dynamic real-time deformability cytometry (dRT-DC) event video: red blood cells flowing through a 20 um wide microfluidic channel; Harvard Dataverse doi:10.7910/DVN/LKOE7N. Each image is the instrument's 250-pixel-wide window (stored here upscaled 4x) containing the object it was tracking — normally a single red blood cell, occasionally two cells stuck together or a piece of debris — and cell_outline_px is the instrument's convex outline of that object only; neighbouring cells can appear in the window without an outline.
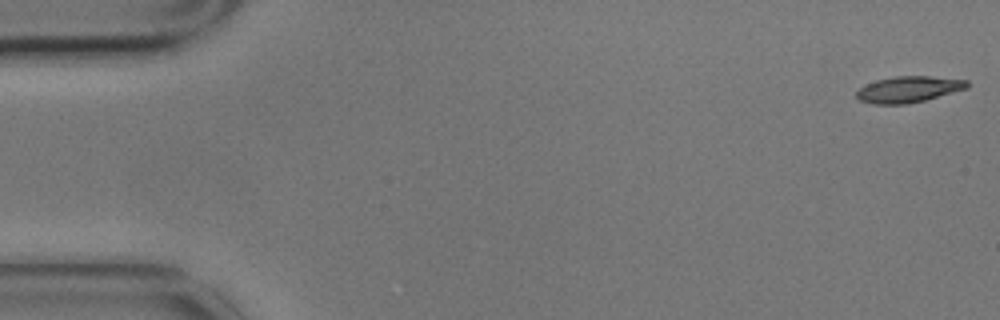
{"species": "common noctule bat (a hibernating species)", "species_latin": "Nyctalus noctula", "temperature_condition": "cold", "stored_images_in_passage": 11, "camera_frame_rate_fps": 3000, "um_per_image_px": 0.085, "animal": {"sex": "male", "body_mass_g": 17.9}, "frame": {"image": 1, "passage_image": 1, "time_ms": 0.0, "image_size_px": [1000, 320], "cell_outline_px": [[968, 88], [924, 100], [908, 104], [872, 104], [860, 100], [856, 96], [856, 92], [860, 88], [876, 80], [896, 76], [928, 76], [968, 80]], "centroid_in_image_um": [77.22, 7.59], "position_along_channel_um": 7.8, "area_um2": 16.7}}
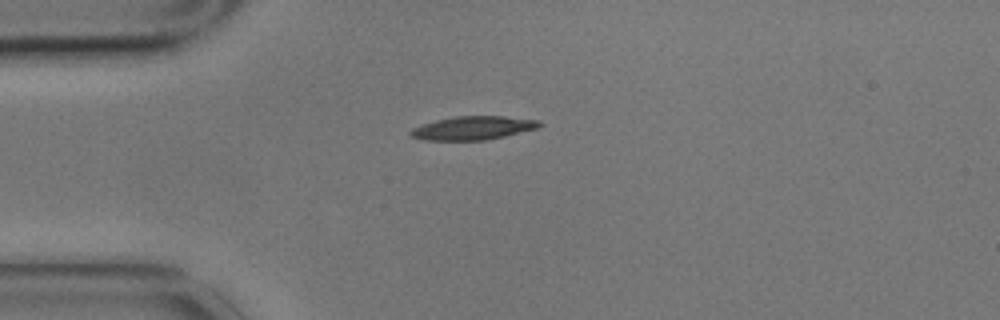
{"frame": {"image": 2, "passage_image": 4, "time_ms": 1.0, "image_size_px": [1000, 320], "cell_outline_px": [[544, 124], [540, 128], [504, 136], [484, 140], [420, 140], [412, 136], [408, 132], [412, 128], [436, 120], [456, 116], [504, 116], [540, 120]], "centroid_in_image_um": [40.25, 10.88], "position_along_channel_um": 44.7, "area_um2": 17.74}}
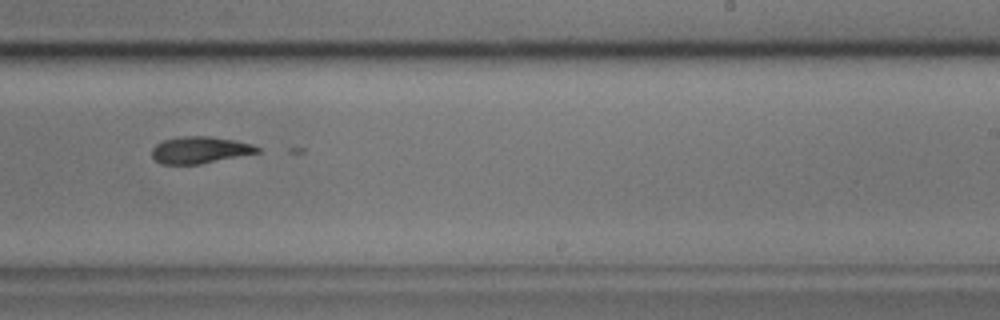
{"frame": {"image": 3, "passage_image": 10, "time_ms": 3.0, "image_size_px": [1000, 320], "cell_outline_px": [[260, 152], [200, 164], [160, 164], [152, 156], [152, 148], [156, 144], [164, 140], [184, 136], [208, 136], [232, 140], [252, 144], [260, 148]], "centroid_in_image_um": [16.97, 12.75], "position_along_channel_um": 272.0, "area_um2": 16.3}}